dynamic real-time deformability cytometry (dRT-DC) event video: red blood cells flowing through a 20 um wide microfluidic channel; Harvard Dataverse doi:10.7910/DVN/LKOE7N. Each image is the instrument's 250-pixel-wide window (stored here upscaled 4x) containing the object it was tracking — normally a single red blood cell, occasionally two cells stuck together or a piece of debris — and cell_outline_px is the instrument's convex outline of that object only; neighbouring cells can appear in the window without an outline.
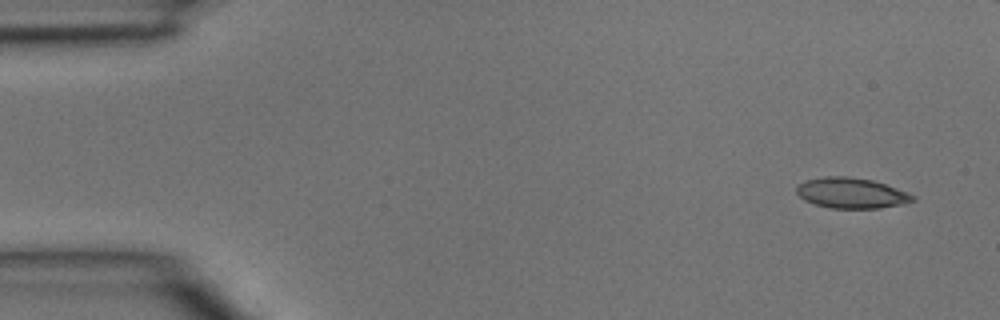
{"species": "common noctule bat (a hibernating species)", "species_latin": "Nyctalus noctula", "temperature_condition": "room temperature", "stored_images_in_passage": 4, "camera_frame_rate_fps": 3000, "um_per_image_px": 0.085, "animal": {"sex": "male", "body_mass_g": 15.6}, "frame": {"image": 1, "passage_image": 1, "time_ms": 0.0, "image_size_px": [1000, 320], "cell_outline_px": [[916, 200], [904, 204], [880, 208], [832, 208], [816, 204], [804, 200], [796, 192], [796, 188], [804, 180], [824, 176], [848, 176], [872, 180], [896, 188], [916, 196]], "centroid_in_image_um": [72.37, 16.4], "position_along_channel_um": 12.6, "area_um2": 20.63}}